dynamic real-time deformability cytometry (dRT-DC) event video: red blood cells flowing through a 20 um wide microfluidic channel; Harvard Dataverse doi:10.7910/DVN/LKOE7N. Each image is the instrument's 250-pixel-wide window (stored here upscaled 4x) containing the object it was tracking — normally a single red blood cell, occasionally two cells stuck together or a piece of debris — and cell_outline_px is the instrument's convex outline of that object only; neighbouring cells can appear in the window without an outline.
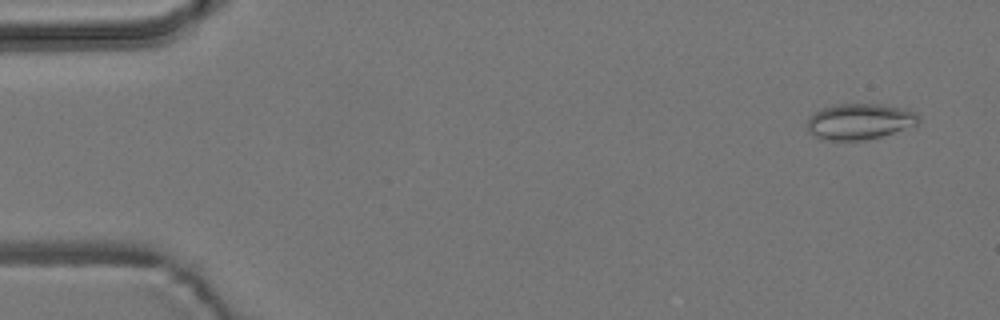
{"species": "common noctule bat (a hibernating species)", "species_latin": "Nyctalus noctula", "temperature_condition": "room temperature", "stored_images_in_passage": 54, "camera_frame_rate_fps": 3000, "um_per_image_px": 0.085, "animal": {"sex": "male", "body_mass_g": 19.2, "forearm_length_mm": 51.8}, "frame": {"image": 1, "passage_image": 3, "time_ms": 0.667, "image_size_px": [1000, 320], "cell_outline_px": [[920, 120], [916, 124], [880, 136], [864, 140], [824, 140], [808, 132], [808, 116], [832, 104], [880, 104], [904, 108], [916, 112], [920, 116]], "centroid_in_image_um": [73.05, 10.31], "position_along_channel_um": 11.9, "area_um2": 23.12}}
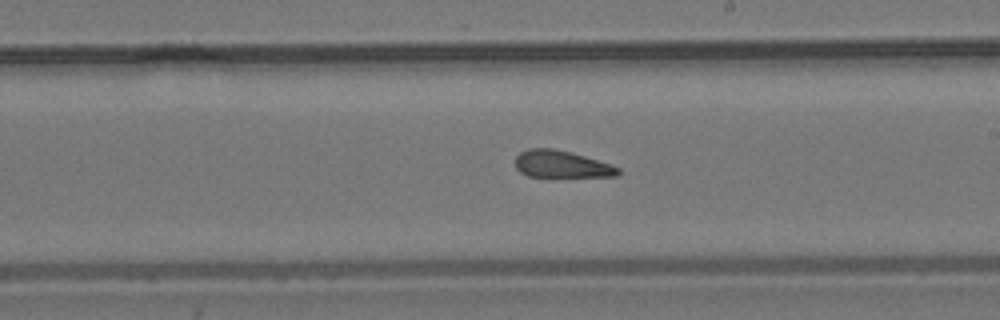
{"frame": {"image": 2, "passage_image": 31, "time_ms": 10.0, "image_size_px": [1000, 320], "cell_outline_px": [[620, 172], [616, 176], [528, 176], [520, 172], [516, 168], [516, 156], [520, 152], [528, 148], [552, 148], [572, 152], [612, 164], [620, 168]], "centroid_in_image_um": [47.73, 13.94], "position_along_channel_um": 241.3, "area_um2": 16.18}}
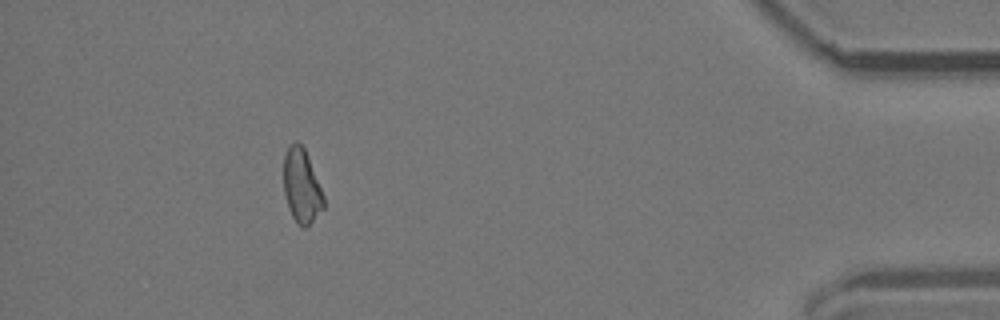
{"frame": {"image": 3, "passage_image": 49, "time_ms": 16.0, "image_size_px": [1000, 320], "cell_outline_px": [[324, 208], [304, 228], [300, 228], [296, 224], [288, 208], [284, 192], [284, 156], [288, 148], [296, 140], [304, 148], [324, 196]], "centroid_in_image_um": [25.62, 15.85], "position_along_channel_um": 409.6, "area_um2": 16.99}, "authors_computed_cell_mechanics": {"area_um2": 17.7446, "velocity_mm_per_s": 3.7924, "shape_relaxation_time_tau1_ms": null, "shape_relaxation_time_tau2_ms": 2.4353, "deformation_change_tau1": null, "deformation_change_tau2": 0.1039}}